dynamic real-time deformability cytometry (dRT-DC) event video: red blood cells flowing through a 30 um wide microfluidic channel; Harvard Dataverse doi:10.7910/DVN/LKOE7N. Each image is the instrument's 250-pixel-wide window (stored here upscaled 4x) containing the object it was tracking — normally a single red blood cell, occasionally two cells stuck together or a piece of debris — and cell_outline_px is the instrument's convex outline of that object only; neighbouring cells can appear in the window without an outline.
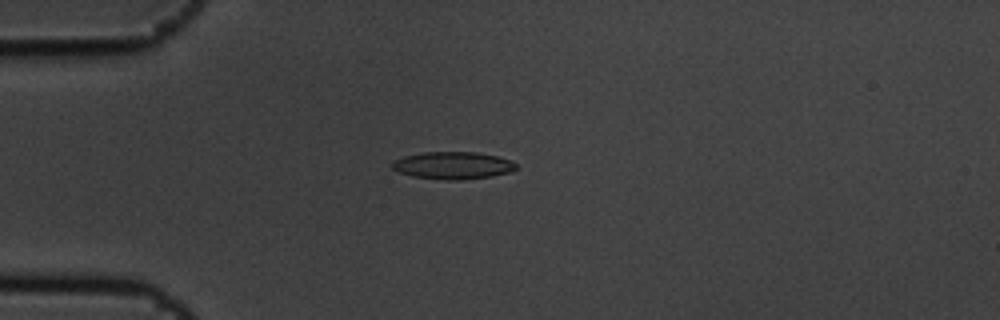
{"species": "common noctule bat (a hibernating species)", "species_latin": "Nyctalus noctula", "temperature_condition": "cold", "stored_images_in_passage": 6, "camera_frame_rate_fps": 3000, "um_per_image_px": 0.085, "animal": {"sex": "male", "body_mass_g": 19.5, "forearm_length_mm": 54.6}, "frame": {"image": 1, "passage_image": 4, "time_ms": 1.0, "image_size_px": [1000, 320], "cell_outline_px": [[516, 168], [512, 172], [492, 176], [460, 180], [448, 180], [412, 176], [396, 172], [392, 168], [392, 160], [404, 156], [424, 152], [476, 152], [496, 156], [508, 160], [516, 164]], "centroid_in_image_um": [38.45, 14.06], "position_along_channel_um": 46.5, "area_um2": 19.77}}
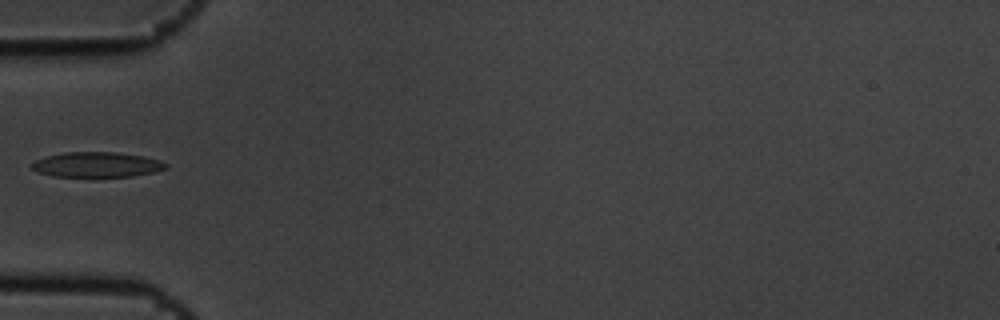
{"frame": {"image": 2, "passage_image": 5, "time_ms": 1.333, "image_size_px": [1000, 320], "cell_outline_px": [[168, 164], [164, 168], [156, 172], [132, 176], [52, 176], [36, 172], [28, 164], [44, 156], [64, 152], [116, 152], [144, 156], [160, 160]], "centroid_in_image_um": [8.18, 13.98], "position_along_channel_um": 76.8, "area_um2": 19.71}}
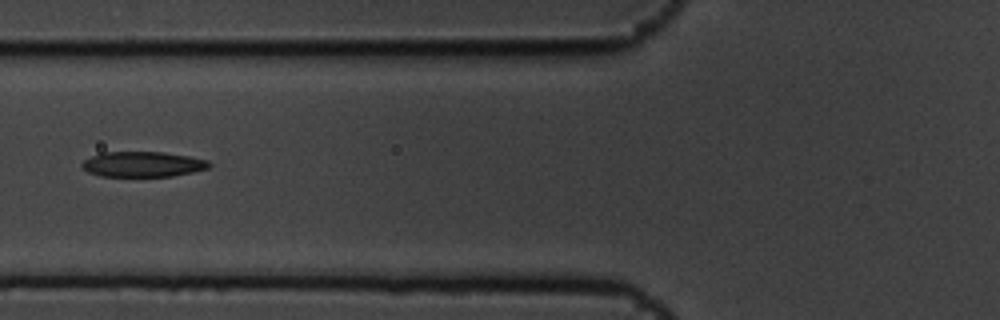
{"frame": {"image": 3, "passage_image": 6, "time_ms": 1.667, "image_size_px": [1000, 320], "cell_outline_px": [[212, 164], [208, 168], [192, 172], [172, 176], [100, 176], [88, 172], [80, 164], [84, 160], [100, 152], [164, 152], [188, 156], [208, 160]], "centroid_in_image_um": [12.13, 13.95], "position_along_channel_um": 113.7, "area_um2": 18.73}}